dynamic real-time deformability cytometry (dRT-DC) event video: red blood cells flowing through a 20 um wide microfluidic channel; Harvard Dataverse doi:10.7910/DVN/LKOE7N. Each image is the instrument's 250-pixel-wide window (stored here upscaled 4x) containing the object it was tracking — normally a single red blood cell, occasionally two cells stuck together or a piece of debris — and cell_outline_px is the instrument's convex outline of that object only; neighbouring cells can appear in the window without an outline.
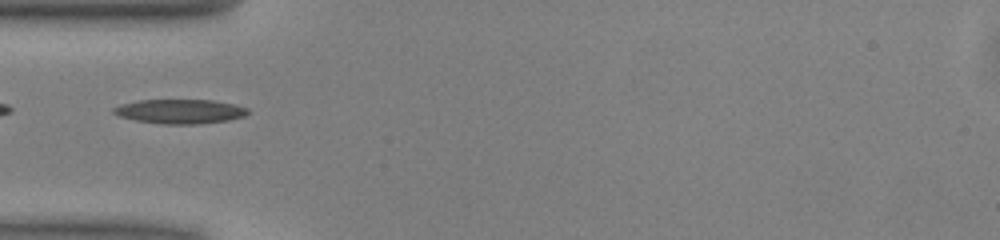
{"species": "common noctule bat (a hibernating species)", "species_latin": "Nyctalus noctula", "temperature_condition": "warm", "stored_images_in_passage": 36, "camera_frame_rate_fps": 3000, "um_per_image_px": 0.085, "animal": {"sex": "male", "body_mass_g": 13.0, "forearm_length_mm": 53.1}, "frame": {"image": 1, "passage_image": 1, "time_ms": 0.0, "image_size_px": [1000, 240], "cell_outline_px": [[248, 112], [244, 116], [228, 120], [200, 124], [164, 124], [136, 120], [120, 116], [112, 112], [112, 108], [120, 104], [140, 100], [212, 100], [236, 104], [248, 108]], "centroid_in_image_um": [15.31, 9.46], "position_along_channel_um": 69.7, "area_um2": 19.02}}
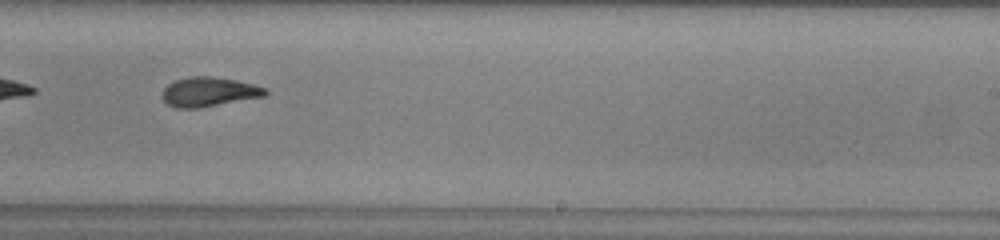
{"frame": {"image": 2, "passage_image": 16, "time_ms": 5.0, "image_size_px": [1000, 240], "cell_outline_px": [[268, 92], [264, 96], [200, 108], [176, 108], [168, 104], [160, 96], [164, 88], [168, 84], [176, 80], [192, 76], [212, 76], [236, 80], [252, 84], [264, 88]], "centroid_in_image_um": [17.72, 7.81], "position_along_channel_um": 271.3, "area_um2": 17.57}}